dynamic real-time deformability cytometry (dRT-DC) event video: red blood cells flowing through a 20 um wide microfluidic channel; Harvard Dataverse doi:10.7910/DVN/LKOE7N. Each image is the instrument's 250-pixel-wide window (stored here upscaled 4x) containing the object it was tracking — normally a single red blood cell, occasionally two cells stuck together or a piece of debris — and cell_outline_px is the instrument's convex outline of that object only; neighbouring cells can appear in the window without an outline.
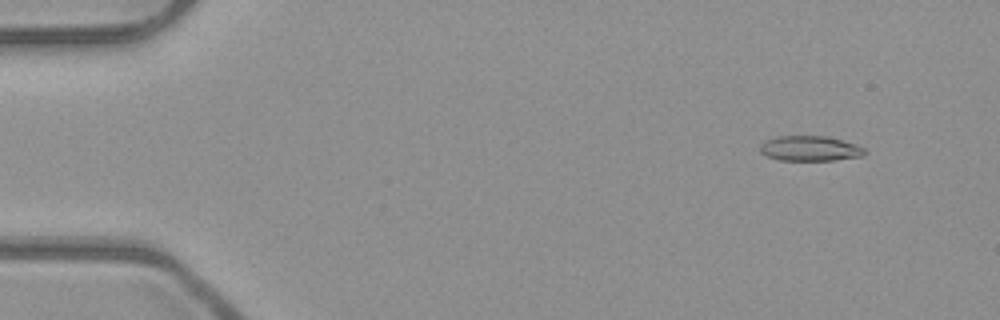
{"species": "common noctule bat (a hibernating species)", "species_latin": "Nyctalus noctula", "temperature_condition": "room temperature", "stored_images_in_passage": 52, "camera_frame_rate_fps": 3000, "um_per_image_px": 0.085, "animal": {"sex": "male", "body_mass_g": 23.1, "forearm_length_mm": 52.7}, "frame": {"image": 1, "passage_image": 5, "time_ms": 1.333, "image_size_px": [1000, 320], "cell_outline_px": [[868, 152], [864, 156], [836, 160], [780, 160], [768, 156], [760, 152], [760, 144], [764, 140], [780, 136], [828, 136], [856, 144], [864, 148]], "centroid_in_image_um": [68.88, 12.62], "position_along_channel_um": 16.1, "area_um2": 15.43}}
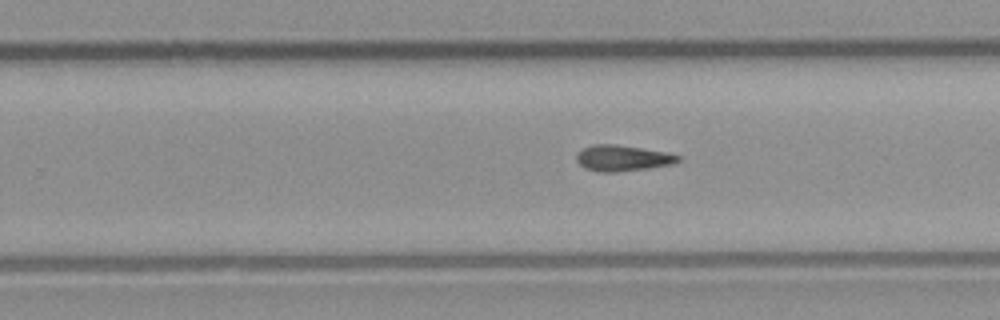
{"frame": {"image": 2, "passage_image": 33, "time_ms": 10.667, "image_size_px": [1000, 320], "cell_outline_px": [[680, 160], [672, 164], [648, 168], [616, 172], [596, 172], [584, 168], [576, 160], [576, 152], [592, 144], [616, 144], [664, 152], [680, 156]], "centroid_in_image_um": [52.85, 13.44], "position_along_channel_um": 276.9, "area_um2": 15.32}}
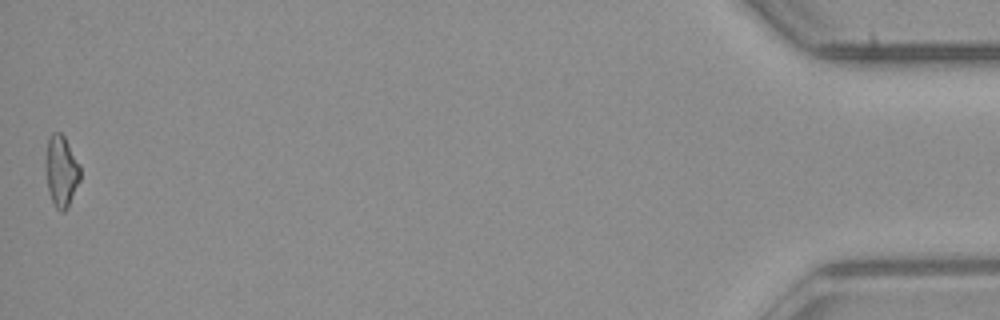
{"frame": {"image": 3, "passage_image": 52, "time_ms": 17.0, "image_size_px": [1000, 320], "cell_outline_px": [[80, 180], [68, 208], [64, 212], [60, 212], [56, 208], [52, 200], [48, 188], [44, 168], [44, 164], [48, 140], [52, 132], [60, 132], [64, 136], [80, 164]], "centroid_in_image_um": [5.2, 14.55], "position_along_channel_um": 430.0, "area_um2": 14.57}}